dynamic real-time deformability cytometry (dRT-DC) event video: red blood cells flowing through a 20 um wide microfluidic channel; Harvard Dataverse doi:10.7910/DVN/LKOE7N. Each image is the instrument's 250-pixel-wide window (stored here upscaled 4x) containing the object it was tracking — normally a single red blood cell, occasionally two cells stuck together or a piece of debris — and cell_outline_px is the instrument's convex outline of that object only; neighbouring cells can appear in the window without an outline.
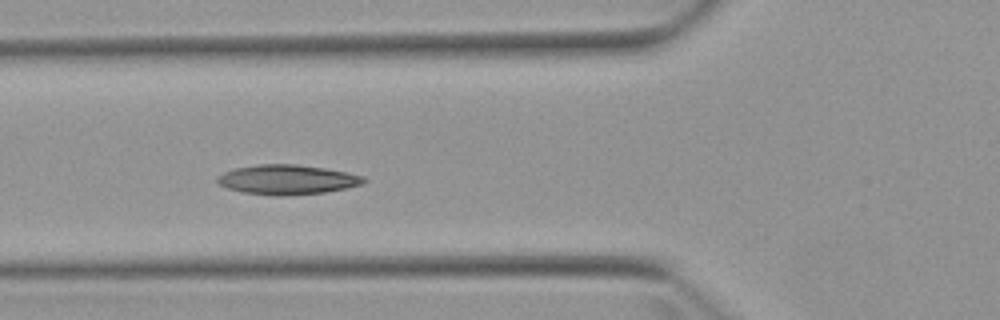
{"species": "Egyptian fruit bat (a non-hibernating species)", "species_latin": "Rousettus aegyptiacus", "temperature_condition": "warm", "stored_images_in_passage": 5, "camera_frame_rate_fps": 3000, "um_per_image_px": 0.085, "animal": {"sex": "female"}, "frame": {"image": 1, "passage_image": 4, "time_ms": 4.0, "image_size_px": [1000, 320], "cell_outline_px": [[368, 180], [360, 184], [348, 188], [324, 192], [288, 196], [272, 196], [244, 192], [228, 188], [220, 184], [216, 180], [216, 176], [224, 172], [236, 168], [256, 164], [296, 164], [324, 168], [348, 172], [364, 176]], "centroid_in_image_um": [24.43, 15.27], "position_along_channel_um": 101.4, "area_um2": 25.43}}
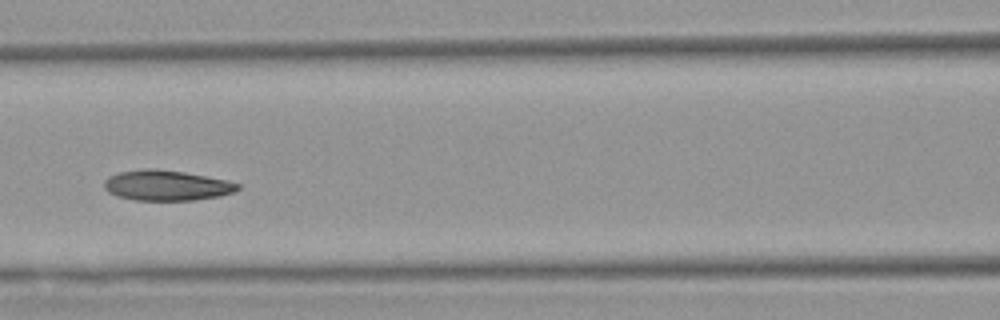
{"frame": {"image": 2, "passage_image": 5, "time_ms": 5.333, "image_size_px": [1000, 320], "cell_outline_px": [[240, 188], [236, 192], [220, 196], [192, 200], [136, 200], [116, 196], [108, 192], [104, 188], [104, 180], [108, 176], [120, 172], [144, 168], [152, 168], [184, 172], [224, 180], [240, 184]], "centroid_in_image_um": [14.13, 15.76], "position_along_channel_um": 152.5, "area_um2": 23.58}}